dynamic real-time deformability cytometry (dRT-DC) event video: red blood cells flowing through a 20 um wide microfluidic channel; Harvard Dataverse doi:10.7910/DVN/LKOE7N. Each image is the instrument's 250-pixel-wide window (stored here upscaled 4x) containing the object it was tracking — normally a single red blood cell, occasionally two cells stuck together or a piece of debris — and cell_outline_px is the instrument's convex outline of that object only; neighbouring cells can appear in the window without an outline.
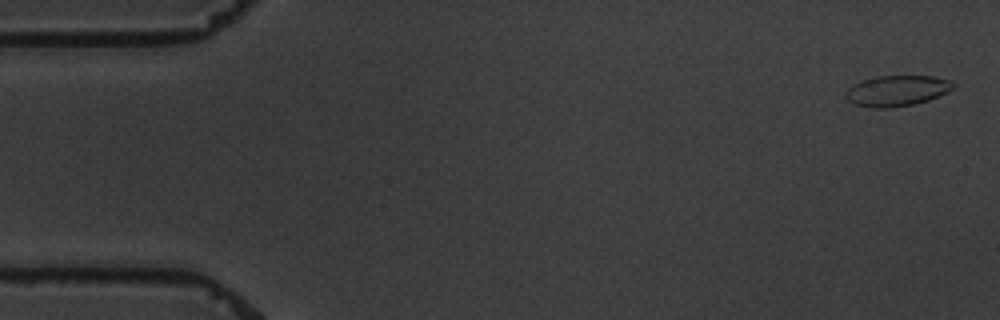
{"species": "common noctule bat (a hibernating species)", "species_latin": "Nyctalus noctula", "temperature_condition": "warm", "stored_images_in_passage": 5, "camera_frame_rate_fps": 3000, "um_per_image_px": 0.085, "animal": {"sex": "male", "body_mass_g": 19.5, "forearm_length_mm": 54.6}, "frame": {"image": 1, "passage_image": 1, "time_ms": 0.0, "image_size_px": [1000, 320], "cell_outline_px": [[956, 88], [948, 92], [928, 100], [912, 104], [888, 108], [872, 108], [852, 104], [844, 96], [848, 88], [864, 80], [876, 76], [932, 76], [948, 80], [956, 84]], "centroid_in_image_um": [76.25, 7.72], "position_along_channel_um": 8.8, "area_um2": 19.19}}